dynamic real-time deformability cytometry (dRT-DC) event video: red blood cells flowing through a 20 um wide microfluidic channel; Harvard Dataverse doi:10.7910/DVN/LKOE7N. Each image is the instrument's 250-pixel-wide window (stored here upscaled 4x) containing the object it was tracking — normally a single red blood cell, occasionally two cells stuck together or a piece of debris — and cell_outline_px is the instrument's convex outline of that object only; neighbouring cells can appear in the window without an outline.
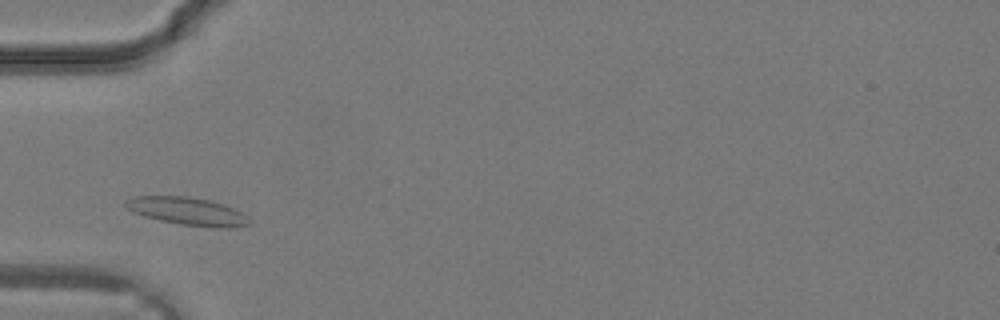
{"species": "common noctule bat (a hibernating species)", "species_latin": "Nyctalus noctula", "temperature_condition": "warm", "stored_images_in_passage": 26, "camera_frame_rate_fps": 3000, "um_per_image_px": 0.085, "animal": {"sex": "male", "body_mass_g": 19.2, "forearm_length_mm": 51.8}, "frame": {"image": 1, "passage_image": 4, "time_ms": 1.0, "image_size_px": [1000, 320], "cell_outline_px": [[252, 224], [236, 228], [216, 228], [184, 224], [160, 220], [144, 216], [132, 212], [124, 204], [124, 200], [132, 196], [188, 196], [212, 200], [224, 204], [248, 216], [252, 220]], "centroid_in_image_um": [15.98, 17.95], "position_along_channel_um": 69.0, "area_um2": 20.29}}
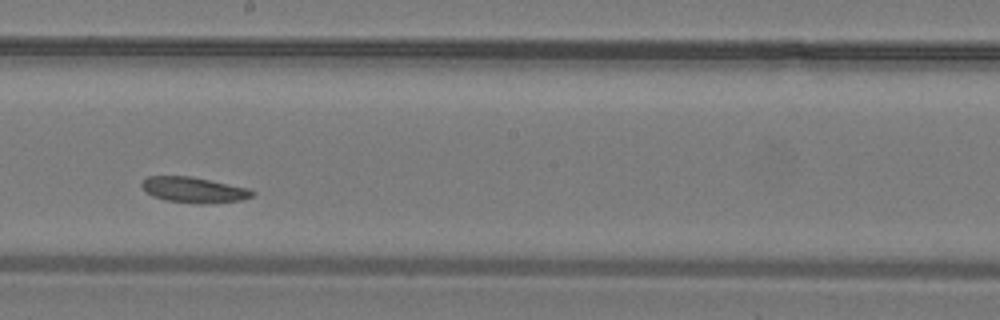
{"frame": {"image": 2, "passage_image": 12, "time_ms": 3.667, "image_size_px": [1000, 320], "cell_outline_px": [[256, 192], [252, 196], [240, 200], [204, 204], [200, 204], [164, 200], [152, 196], [140, 184], [148, 176], [192, 176], [248, 188]], "centroid_in_image_um": [16.48, 16.14], "position_along_channel_um": 231.7, "area_um2": 16.42}}
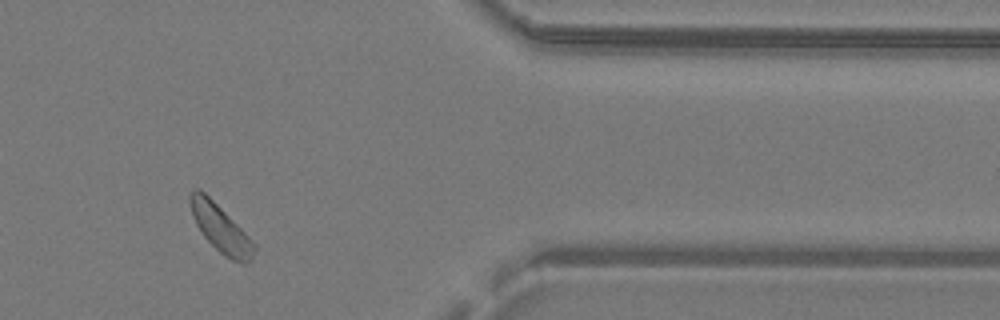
{"frame": {"image": 3, "passage_image": 21, "time_ms": 6.667, "image_size_px": [1000, 320], "cell_outline_px": [[256, 248], [252, 256], [244, 264], [240, 264], [224, 256], [204, 236], [196, 224], [192, 216], [188, 196], [192, 188], [200, 188], [256, 244]], "centroid_in_image_um": [18.71, 19.4], "position_along_channel_um": 392.7, "area_um2": 17.34}}